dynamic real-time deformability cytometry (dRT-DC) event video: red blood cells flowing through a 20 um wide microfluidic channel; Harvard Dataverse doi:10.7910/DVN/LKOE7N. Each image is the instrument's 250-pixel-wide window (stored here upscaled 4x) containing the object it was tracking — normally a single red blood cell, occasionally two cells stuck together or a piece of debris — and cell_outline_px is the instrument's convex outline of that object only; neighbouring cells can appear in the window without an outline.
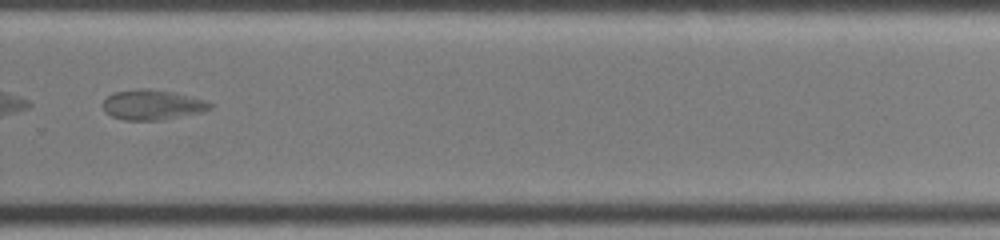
{"species": "common noctule bat (a hibernating species)", "species_latin": "Nyctalus noctula", "temperature_condition": "warm", "stored_images_in_passage": 36, "segment_of_instrument_passage": [2, 2], "camera_frame_rate_fps": 3000, "um_per_image_px": 0.085, "animal": {"sex": "female", "body_mass_g": 19.0, "forearm_length_mm": 51.5}, "frame": {"image": 1, "passage_image": 26, "time_ms": 8.333, "image_size_px": [1000, 240], "cell_outline_px": [[216, 104], [212, 108], [200, 112], [160, 120], [124, 120], [112, 116], [104, 112], [100, 104], [108, 96], [116, 92], [136, 88], [148, 88], [172, 92], [204, 100]], "centroid_in_image_um": [12.91, 8.9], "position_along_channel_um": 316.9, "area_um2": 18.79}}
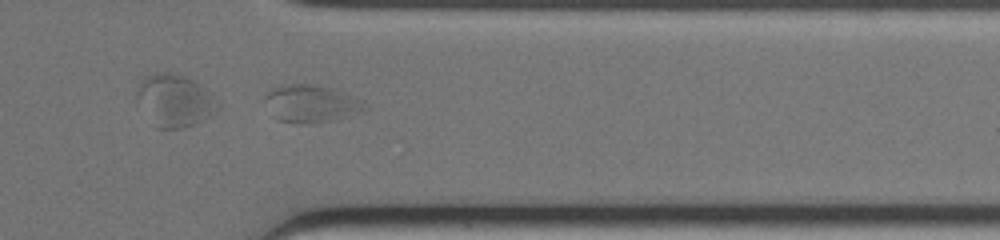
{"frame": {"image": 2, "passage_image": 30, "time_ms": 9.667, "image_size_px": [1000, 240], "cell_outline_px": [[372, 108], [364, 112], [336, 120], [308, 124], [300, 124], [276, 120], [272, 116], [264, 100], [264, 96], [272, 88], [280, 84], [312, 84], [332, 88], [344, 92], [364, 100]], "centroid_in_image_um": [26.5, 8.82], "position_along_channel_um": 384.9, "area_um2": 22.66}}